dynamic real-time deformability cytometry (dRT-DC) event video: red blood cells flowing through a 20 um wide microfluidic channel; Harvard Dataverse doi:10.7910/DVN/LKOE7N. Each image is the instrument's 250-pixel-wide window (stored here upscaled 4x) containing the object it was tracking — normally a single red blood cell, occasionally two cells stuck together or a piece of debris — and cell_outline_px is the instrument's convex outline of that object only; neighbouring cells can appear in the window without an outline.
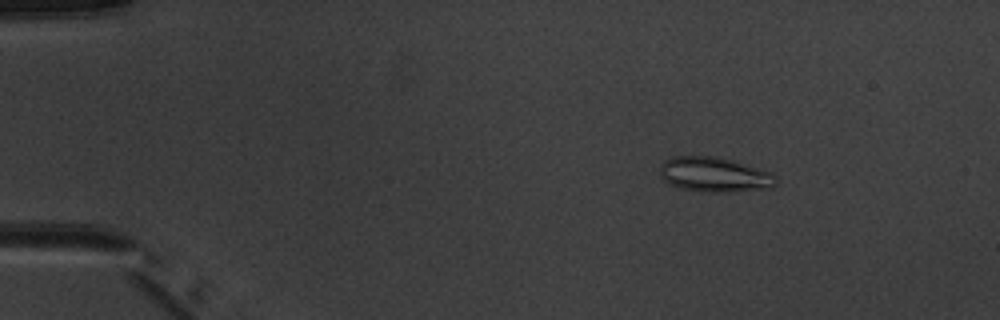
{"species": "common noctule bat (a hibernating species)", "species_latin": "Nyctalus noctula", "temperature_condition": "warm", "stored_images_in_passage": 5, "camera_frame_rate_fps": 3000, "um_per_image_px": 0.085, "animal": {"sex": "male", "body_mass_g": 20.1, "forearm_length_mm": 53.5}, "frame": {"image": 1, "passage_image": 2, "time_ms": 1.333, "image_size_px": [1000, 320], "cell_outline_px": [[776, 184], [772, 188], [736, 192], [704, 192], [680, 188], [668, 184], [660, 176], [660, 164], [664, 160], [672, 156], [712, 156], [732, 160], [772, 172], [776, 176]], "centroid_in_image_um": [60.73, 14.85], "position_along_channel_um": 24.3, "area_um2": 23.93}}
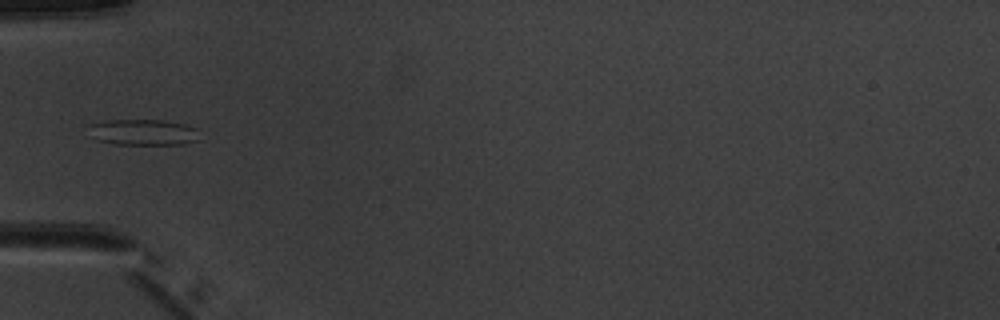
{"frame": {"image": 2, "passage_image": 5, "time_ms": 4.667, "image_size_px": [1000, 320], "cell_outline_px": [[200, 140], [184, 144], [112, 144], [96, 140], [92, 136], [88, 124], [108, 120], [164, 120], [184, 124], [196, 128]], "centroid_in_image_um": [12.18, 11.24], "position_along_channel_um": 72.8, "area_um2": 16.88}}